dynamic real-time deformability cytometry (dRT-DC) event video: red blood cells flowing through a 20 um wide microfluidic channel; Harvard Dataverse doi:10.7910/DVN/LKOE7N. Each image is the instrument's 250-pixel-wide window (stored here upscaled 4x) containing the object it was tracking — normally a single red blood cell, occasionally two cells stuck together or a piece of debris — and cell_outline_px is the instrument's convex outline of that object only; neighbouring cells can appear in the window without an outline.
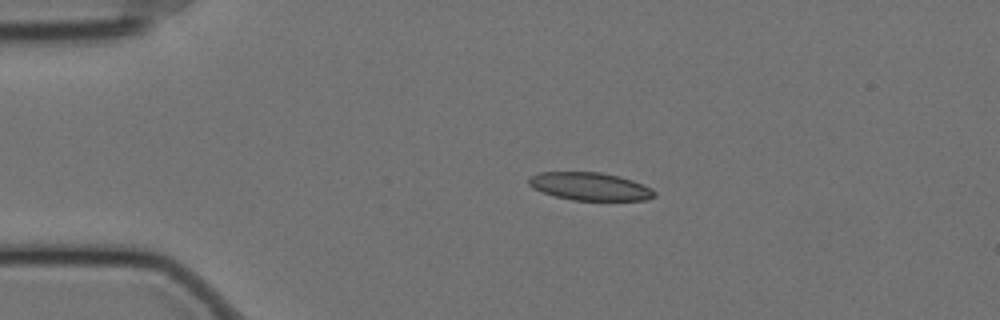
{"species": "Egyptian fruit bat (a non-hibernating species)", "species_latin": "Rousettus aegyptiacus", "temperature_condition": "cold", "stored_images_in_passage": 47, "camera_frame_rate_fps": 3000, "um_per_image_px": 0.085, "animal": {"sex": "female"}, "frame": {"image": 1, "passage_image": 1, "time_ms": 0.0, "image_size_px": [1000, 320], "cell_outline_px": [[656, 196], [644, 200], [572, 200], [556, 196], [532, 188], [528, 184], [528, 180], [532, 176], [540, 172], [600, 172], [620, 176], [632, 180], [652, 188], [656, 192]], "centroid_in_image_um": [50.17, 15.84], "position_along_channel_um": 34.8, "area_um2": 20.35}}
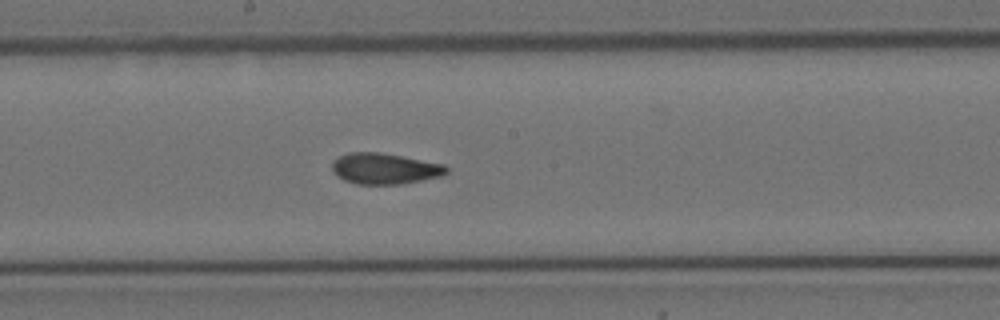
{"frame": {"image": 2, "passage_image": 20, "time_ms": 6.333, "image_size_px": [1000, 320], "cell_outline_px": [[448, 172], [440, 176], [400, 184], [356, 184], [344, 180], [336, 176], [332, 172], [332, 164], [340, 156], [348, 152], [380, 152], [444, 164], [448, 168]], "centroid_in_image_um": [32.67, 14.33], "position_along_channel_um": 215.5, "area_um2": 20.52}}
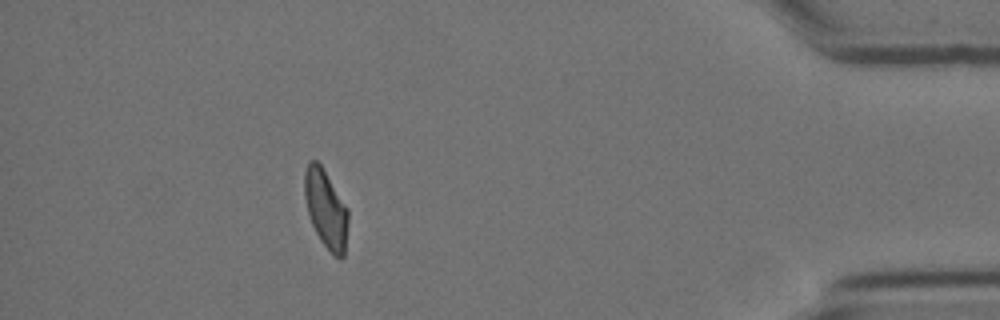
{"frame": {"image": 3, "passage_image": 41, "time_ms": 13.333, "image_size_px": [1000, 320], "cell_outline_px": [[348, 220], [344, 256], [340, 260], [332, 256], [320, 240], [312, 224], [308, 212], [304, 196], [304, 172], [308, 160], [316, 160], [320, 164], [348, 208]], "centroid_in_image_um": [27.69, 17.78], "position_along_channel_um": 407.5, "area_um2": 20.0}, "authors_computed_cell_mechanics": {"area_um2": 20.519, "velocity_mm_per_s": 3.4849, "shape_relaxation_time_tau1_ms": 10.7306, "shape_relaxation_time_tau2_ms": 2.5994, "deformation_change_tau1": 0.196, "deformation_change_tau2": 0.0938}}